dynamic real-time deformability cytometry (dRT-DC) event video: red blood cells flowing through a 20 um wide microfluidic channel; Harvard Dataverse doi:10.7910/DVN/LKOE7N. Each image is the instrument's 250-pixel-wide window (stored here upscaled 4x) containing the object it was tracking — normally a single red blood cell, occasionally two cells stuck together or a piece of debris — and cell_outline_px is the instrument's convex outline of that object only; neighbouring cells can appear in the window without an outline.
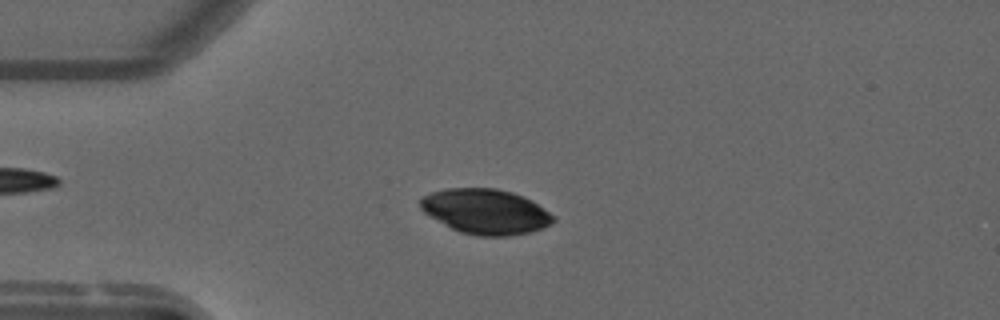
{"species": "common noctule bat (a hibernating species)", "species_latin": "Nyctalus noctula", "temperature_condition": "warm", "stored_images_in_passage": 51, "camera_frame_rate_fps": 3000, "um_per_image_px": 0.085, "animal": {"sex": "male", "forearm_length_mm": 52.5}, "frame": {"image": 1, "passage_image": 13, "time_ms": 4.0, "image_size_px": [1000, 320], "cell_outline_px": [[556, 220], [540, 228], [528, 232], [508, 236], [480, 236], [460, 232], [452, 228], [424, 212], [420, 208], [420, 200], [424, 196], [432, 192], [444, 188], [496, 188], [512, 192], [524, 196], [532, 200], [556, 216]], "centroid_in_image_um": [41.29, 17.96], "position_along_channel_um": 43.7, "area_um2": 34.74}}
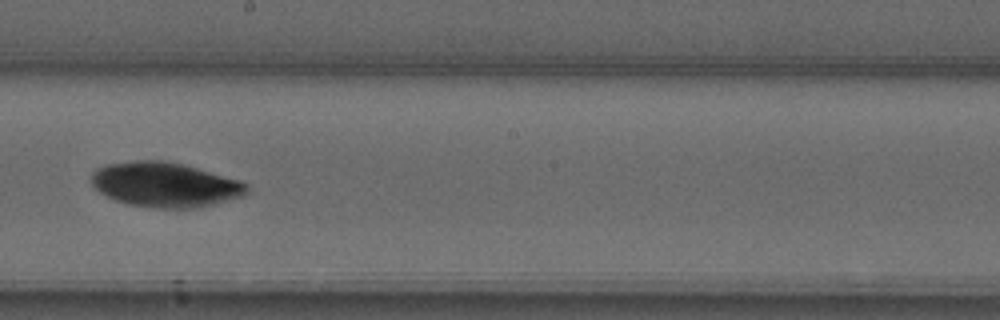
{"frame": {"image": 2, "passage_image": 30, "time_ms": 9.667, "image_size_px": [1000, 320], "cell_outline_px": [[248, 192], [244, 196], [196, 208], [156, 208], [128, 204], [116, 200], [100, 192], [92, 184], [92, 172], [96, 168], [108, 164], [136, 160], [164, 160], [184, 164], [240, 180], [248, 184]], "centroid_in_image_um": [14.05, 15.69], "position_along_channel_um": 234.2, "area_um2": 40.52}}
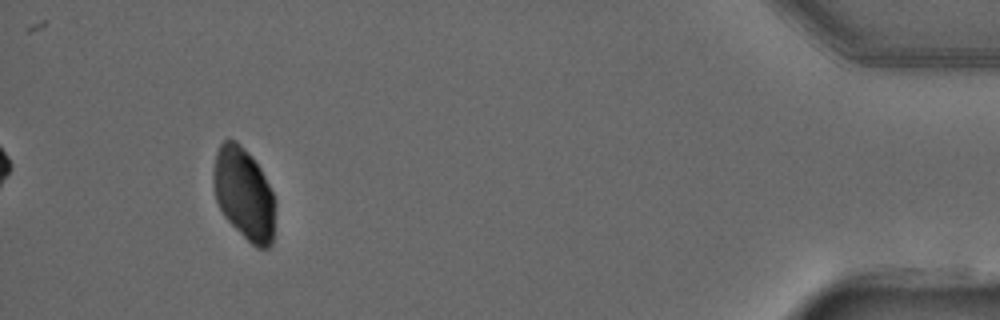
{"frame": {"image": 3, "passage_image": 50, "time_ms": 16.333, "image_size_px": [1000, 320], "cell_outline_px": [[276, 204], [272, 244], [268, 248], [256, 248], [224, 216], [216, 200], [212, 180], [212, 176], [216, 152], [220, 144], [224, 140], [236, 140], [252, 156], [260, 168], [276, 200]], "centroid_in_image_um": [20.74, 16.46], "position_along_channel_um": 414.5, "area_um2": 33.23}}